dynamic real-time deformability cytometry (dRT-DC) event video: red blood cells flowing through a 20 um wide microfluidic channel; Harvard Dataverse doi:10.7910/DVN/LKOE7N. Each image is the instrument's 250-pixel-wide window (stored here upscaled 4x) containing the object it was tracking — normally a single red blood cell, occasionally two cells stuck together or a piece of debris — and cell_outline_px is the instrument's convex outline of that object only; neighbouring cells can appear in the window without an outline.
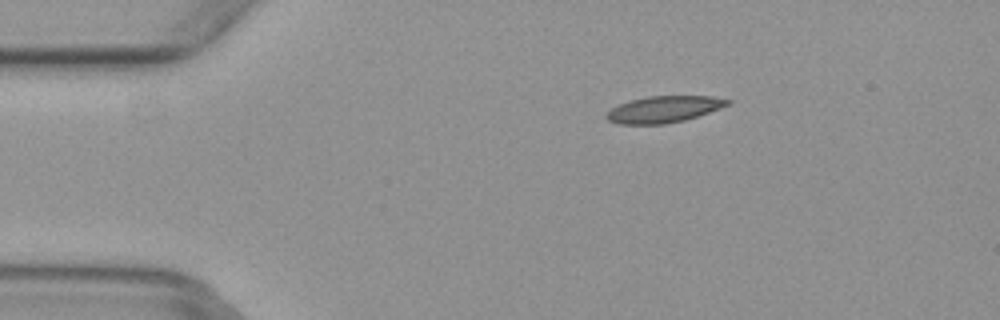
{"species": "common noctule bat (a hibernating species)", "species_latin": "Nyctalus noctula", "temperature_condition": "warm", "stored_images_in_passage": 4, "camera_frame_rate_fps": 3000, "um_per_image_px": 0.085, "animal": {"sex": "female", "body_mass_g": 29.2, "forearm_length_mm": 56.3}, "frame": {"image": 1, "passage_image": 2, "time_ms": 0.333, "image_size_px": [1000, 320], "cell_outline_px": [[732, 104], [684, 120], [664, 124], [616, 124], [608, 120], [604, 116], [612, 108], [620, 104], [632, 100], [648, 96], [712, 96], [732, 100]], "centroid_in_image_um": [56.44, 9.29], "position_along_channel_um": 28.6, "area_um2": 18.61}}